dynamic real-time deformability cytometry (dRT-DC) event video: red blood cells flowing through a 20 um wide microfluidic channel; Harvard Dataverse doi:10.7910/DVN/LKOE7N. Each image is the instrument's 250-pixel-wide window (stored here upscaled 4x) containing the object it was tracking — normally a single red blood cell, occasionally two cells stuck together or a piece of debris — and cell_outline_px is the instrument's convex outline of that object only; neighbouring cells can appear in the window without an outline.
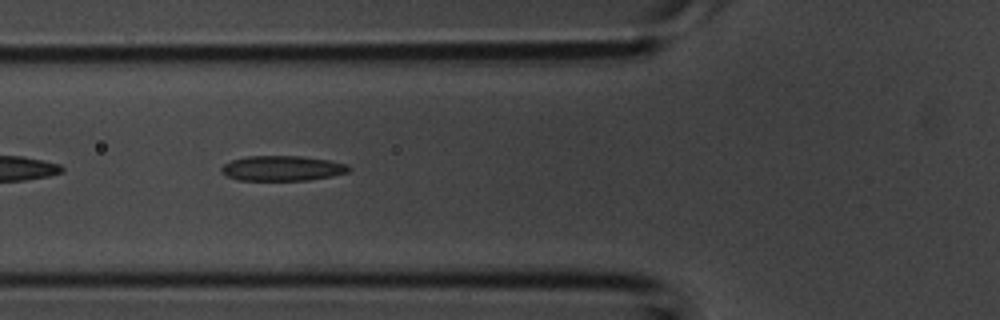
{"species": "common noctule bat (a hibernating species)", "species_latin": "Nyctalus noctula", "temperature_condition": "room temperature", "stored_images_in_passage": 42, "camera_frame_rate_fps": 3000, "um_per_image_px": 0.085, "animal": {"sex": "male", "body_mass_g": 20.1, "forearm_length_mm": 53.5}, "frame": {"image": 1, "passage_image": 14, "time_ms": 4.333, "image_size_px": [1000, 320], "cell_outline_px": [[352, 168], [348, 172], [332, 176], [308, 180], [236, 180], [220, 172], [220, 168], [224, 164], [232, 160], [248, 156], [300, 156], [328, 160], [348, 164]], "centroid_in_image_um": [23.99, 14.3], "position_along_channel_um": 101.8, "area_um2": 18.67}}
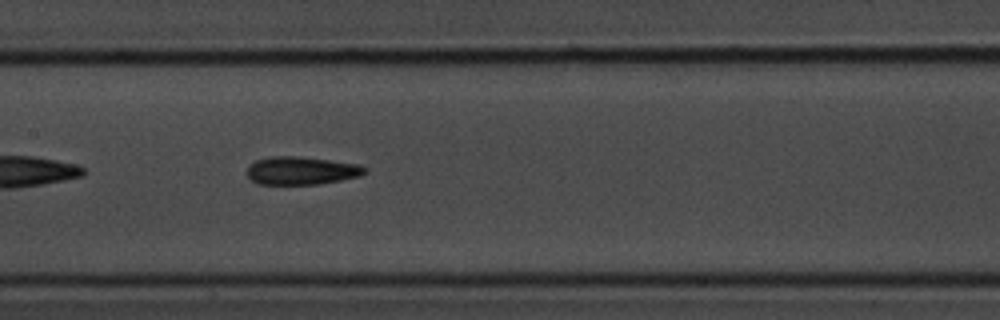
{"frame": {"image": 2, "passage_image": 19, "time_ms": 6.0, "image_size_px": [1000, 320], "cell_outline_px": [[368, 172], [360, 176], [320, 184], [256, 184], [248, 176], [248, 168], [256, 160], [272, 156], [296, 156], [328, 160], [356, 164], [368, 168]], "centroid_in_image_um": [25.64, 14.51], "position_along_channel_um": 181.8, "area_um2": 19.07}}
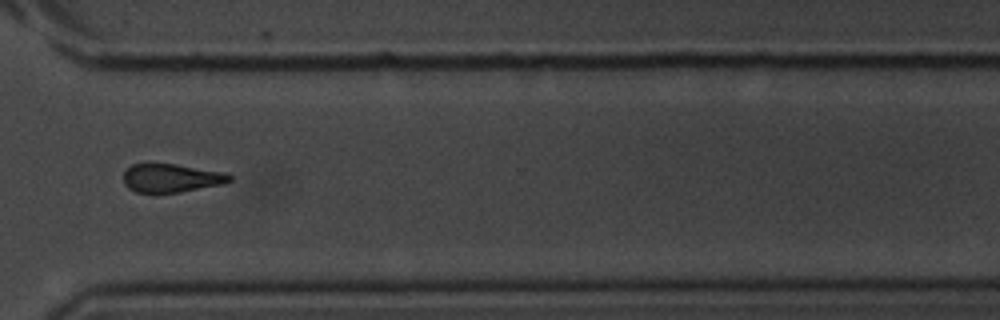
{"frame": {"image": 3, "passage_image": 30, "time_ms": 9.667, "image_size_px": [1000, 320], "cell_outline_px": [[232, 180], [224, 184], [180, 192], [136, 192], [128, 188], [124, 184], [124, 172], [132, 164], [176, 164], [224, 172], [232, 176]], "centroid_in_image_um": [14.58, 15.13], "position_along_channel_um": 356.0, "area_um2": 17.51}}